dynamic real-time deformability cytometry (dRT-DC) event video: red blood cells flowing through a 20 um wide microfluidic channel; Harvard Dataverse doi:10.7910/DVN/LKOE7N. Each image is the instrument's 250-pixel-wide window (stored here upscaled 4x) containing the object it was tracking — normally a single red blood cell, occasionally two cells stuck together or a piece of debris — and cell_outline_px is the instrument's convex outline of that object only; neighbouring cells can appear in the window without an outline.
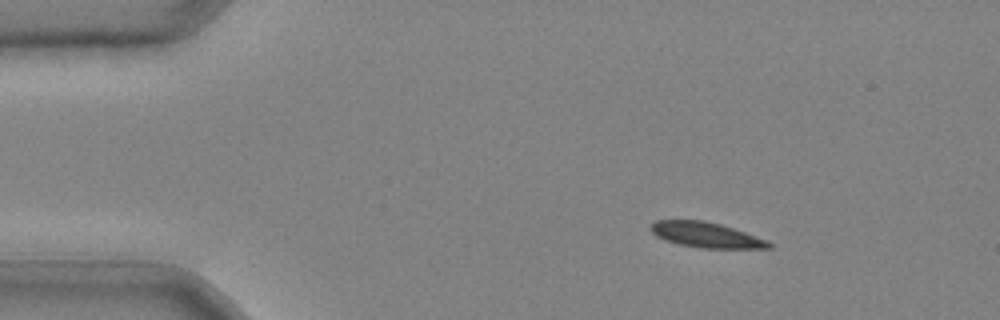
{"species": "common noctule bat (a hibernating species)", "species_latin": "Nyctalus noctula", "temperature_condition": "cold", "stored_images_in_passage": 37, "camera_frame_rate_fps": 3000, "um_per_image_px": 0.085, "animal": {"sex": "male", "body_mass_g": 20.4}, "frame": {"image": 1, "passage_image": 1, "time_ms": 0.0, "image_size_px": [1000, 320], "cell_outline_px": [[772, 248], [704, 248], [680, 244], [664, 240], [656, 236], [648, 228], [656, 220], [704, 220], [720, 224], [768, 240], [772, 244]], "centroid_in_image_um": [60.0, 19.96], "position_along_channel_um": 25.0, "area_um2": 17.28}}
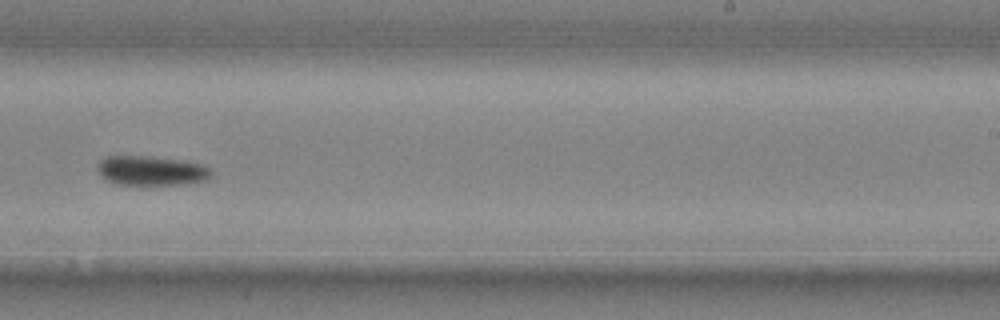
{"frame": {"image": 2, "passage_image": 22, "time_ms": 7.0, "image_size_px": [1000, 320], "cell_outline_px": [[212, 176], [208, 180], [188, 184], [116, 184], [100, 176], [100, 160], [104, 156], [148, 156], [184, 160], [204, 164], [212, 168]], "centroid_in_image_um": [12.97, 14.5], "position_along_channel_um": 276.0, "area_um2": 19.71}}
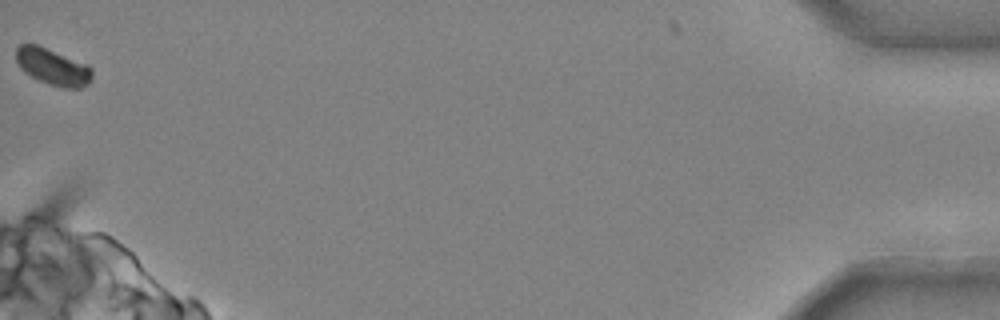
{"frame": {"image": 3, "passage_image": 37, "time_ms": 12.0, "image_size_px": [1000, 320], "cell_outline_px": [[92, 80], [88, 84], [80, 88], [64, 88], [48, 84], [24, 72], [20, 68], [16, 60], [16, 48], [20, 44], [36, 44], [88, 64], [92, 68]], "centroid_in_image_um": [4.51, 5.68], "position_along_channel_um": 430.7, "area_um2": 16.24}}